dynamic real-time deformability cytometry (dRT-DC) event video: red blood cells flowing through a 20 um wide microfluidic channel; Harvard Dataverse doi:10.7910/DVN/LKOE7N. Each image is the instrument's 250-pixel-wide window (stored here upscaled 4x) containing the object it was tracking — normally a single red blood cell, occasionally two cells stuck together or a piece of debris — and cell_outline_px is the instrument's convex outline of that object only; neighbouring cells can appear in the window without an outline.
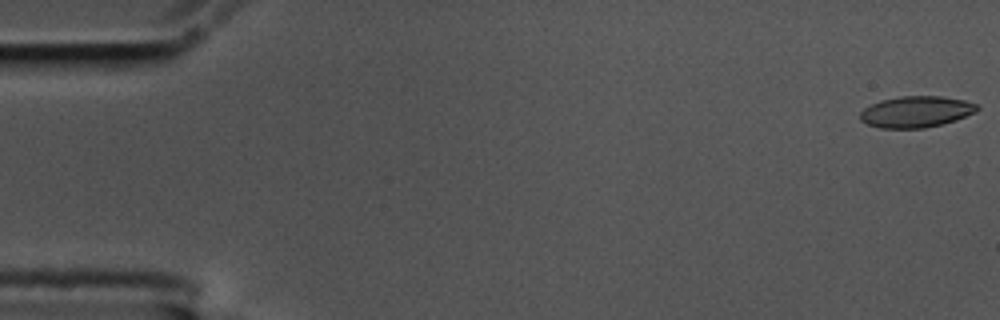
{"species": "common noctule bat (a hibernating species)", "species_latin": "Nyctalus noctula", "temperature_condition": "cold", "stored_images_in_passage": 58, "camera_frame_rate_fps": 3000, "um_per_image_px": 0.085, "animal": {"sex": "male", "body_mass_g": 17.5, "forearm_length_mm": 52.3}, "frame": {"image": 1, "passage_image": 1, "time_ms": 0.0, "image_size_px": [1000, 320], "cell_outline_px": [[980, 108], [976, 112], [956, 120], [924, 128], [880, 128], [868, 124], [860, 120], [860, 112], [864, 108], [880, 100], [900, 96], [940, 96], [964, 100], [980, 104]], "centroid_in_image_um": [77.89, 9.49], "position_along_channel_um": 7.1, "area_um2": 21.39}}
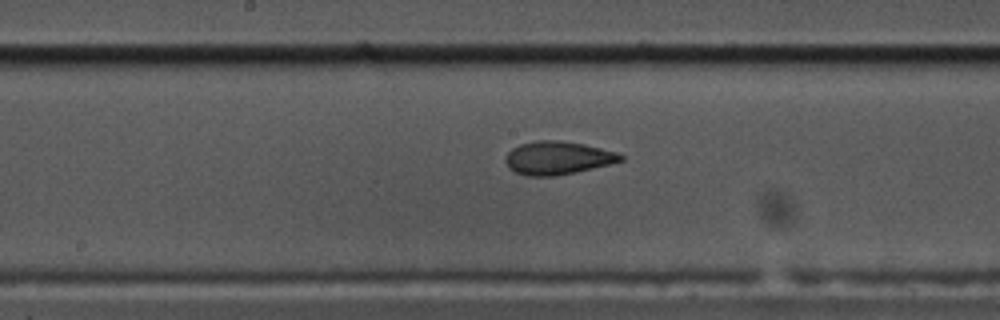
{"frame": {"image": 2, "passage_image": 30, "time_ms": 9.667, "image_size_px": [1000, 320], "cell_outline_px": [[624, 160], [612, 164], [576, 172], [556, 176], [528, 176], [516, 172], [508, 168], [504, 160], [508, 152], [512, 148], [520, 144], [536, 140], [556, 140], [584, 144], [616, 152], [624, 156]], "centroid_in_image_um": [47.4, 13.43], "position_along_channel_um": 200.8, "area_um2": 22.37}}
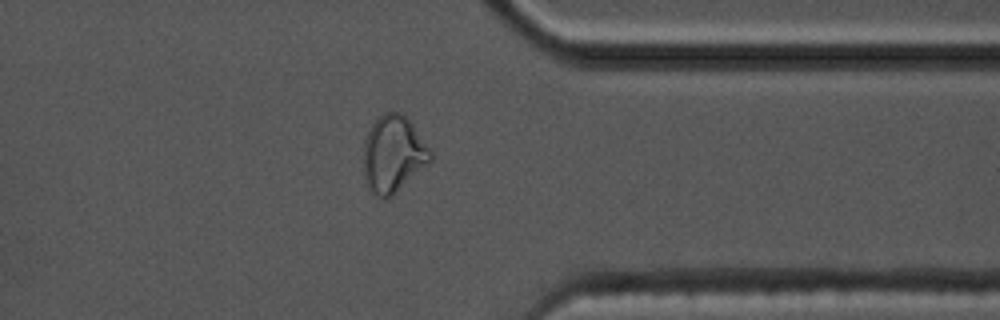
{"frame": {"image": 3, "passage_image": 46, "time_ms": 15.0, "image_size_px": [1000, 320], "cell_outline_px": [[432, 160], [428, 164], [392, 196], [384, 200], [376, 196], [372, 192], [368, 184], [364, 172], [364, 140], [372, 124], [384, 112], [400, 112], [412, 124], [432, 148]], "centroid_in_image_um": [33.45, 13.1], "position_along_channel_um": 377.9, "area_um2": 29.88}, "authors_computed_cell_mechanics": {"area_um2": 22.1374, "velocity_mm_per_s": 3.447, "shape_relaxation_time_tau1_ms": null, "shape_relaxation_time_tau2_ms": 1.7977, "deformation_change_tau1": null, "deformation_change_tau2": 0.072}}